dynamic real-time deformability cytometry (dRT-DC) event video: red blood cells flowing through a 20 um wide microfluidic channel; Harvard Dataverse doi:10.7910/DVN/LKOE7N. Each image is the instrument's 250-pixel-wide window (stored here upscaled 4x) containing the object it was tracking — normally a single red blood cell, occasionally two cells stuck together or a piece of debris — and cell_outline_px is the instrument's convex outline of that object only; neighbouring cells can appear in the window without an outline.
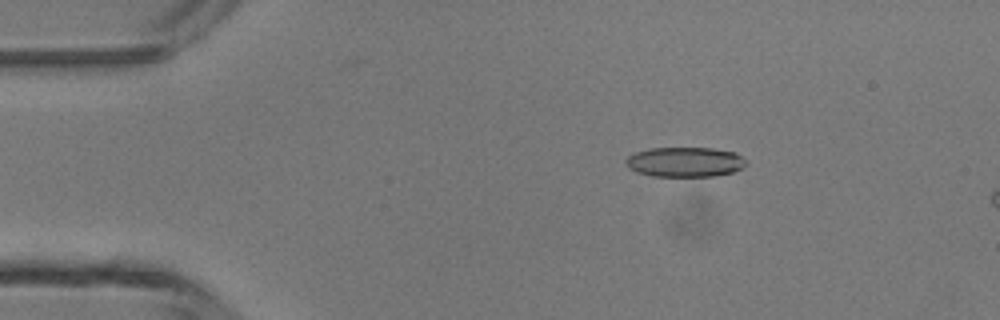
{"species": "common noctule bat (a hibernating species)", "species_latin": "Nyctalus noctula", "temperature_condition": "room temperature", "stored_images_in_passage": 5, "camera_frame_rate_fps": 3000, "um_per_image_px": 0.085, "animal": {"sex": "male", "body_mass_g": 13.3}, "frame": {"image": 1, "passage_image": 3, "time_ms": 2.0, "image_size_px": [1000, 320], "cell_outline_px": [[748, 164], [732, 172], [712, 176], [652, 176], [636, 172], [628, 168], [624, 164], [624, 160], [628, 156], [636, 152], [648, 148], [712, 148], [736, 152]], "centroid_in_image_um": [58.16, 13.76], "position_along_channel_um": 26.8, "area_um2": 20.98}}